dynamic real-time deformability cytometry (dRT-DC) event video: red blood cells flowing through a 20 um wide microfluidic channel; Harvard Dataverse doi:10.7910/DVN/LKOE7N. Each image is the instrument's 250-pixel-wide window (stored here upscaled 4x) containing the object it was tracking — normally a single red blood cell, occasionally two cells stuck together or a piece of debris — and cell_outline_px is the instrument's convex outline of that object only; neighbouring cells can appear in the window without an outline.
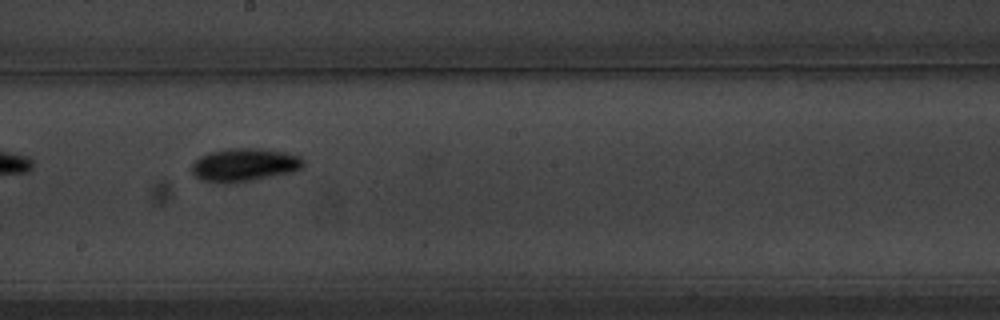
{"species": "common noctule bat (a hibernating species)", "species_latin": "Nyctalus noctula", "temperature_condition": "warm", "stored_images_in_passage": 9, "camera_frame_rate_fps": 3000, "um_per_image_px": 0.085, "animal": {"sex": "male", "body_mass_g": 20.1, "forearm_length_mm": 53.5}, "frame": {"image": 1, "passage_image": 8, "time_ms": 9.333, "image_size_px": [1000, 320], "cell_outline_px": [[304, 168], [292, 172], [272, 176], [248, 180], [200, 180], [192, 172], [192, 164], [200, 156], [208, 152], [228, 148], [264, 148], [288, 152], [300, 156], [304, 160]], "centroid_in_image_um": [20.85, 13.95], "position_along_channel_um": 227.3, "area_um2": 21.1}}